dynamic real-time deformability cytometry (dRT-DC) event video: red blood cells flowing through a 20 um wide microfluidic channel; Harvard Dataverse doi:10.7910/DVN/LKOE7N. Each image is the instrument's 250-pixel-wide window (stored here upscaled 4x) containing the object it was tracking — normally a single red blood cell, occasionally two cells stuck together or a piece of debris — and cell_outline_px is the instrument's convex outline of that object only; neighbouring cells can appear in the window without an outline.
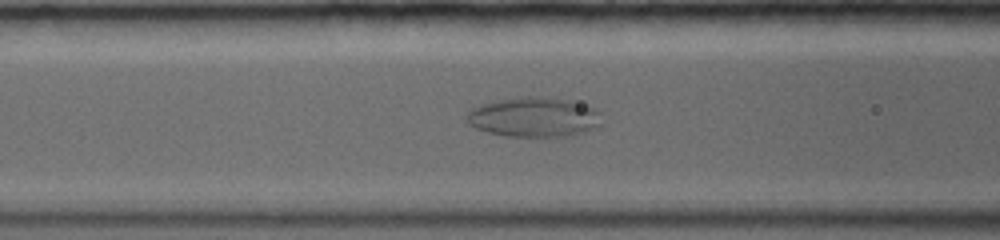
{"species": "common noctule bat (a hibernating species)", "species_latin": "Nyctalus noctula", "temperature_condition": "warm", "stored_images_in_passage": 34, "camera_frame_rate_fps": 5000, "um_per_image_px": 0.085, "animal": {"sex": "female", "body_mass_g": 19.0, "forearm_length_mm": 56.7}, "frame": {"image": 1, "passage_image": 6, "time_ms": 1.6, "image_size_px": [1000, 240], "cell_outline_px": [[600, 124], [592, 128], [568, 136], [504, 136], [488, 132], [476, 128], [468, 124], [464, 120], [468, 108], [480, 104], [496, 100], [524, 96], [532, 96], [568, 100], [596, 108], [600, 112]], "centroid_in_image_um": [45.29, 9.94], "position_along_channel_um": 121.3, "area_um2": 31.27}}
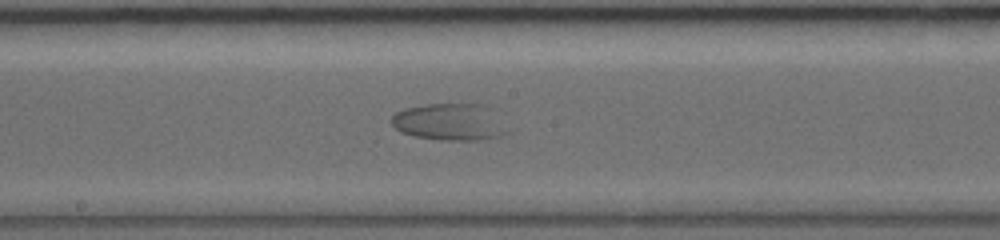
{"frame": {"image": 2, "passage_image": 14, "time_ms": 4.2, "image_size_px": [1000, 240], "cell_outline_px": [[508, 132], [500, 136], [484, 140], [448, 140], [416, 136], [400, 132], [392, 124], [392, 116], [396, 112], [404, 108], [424, 104], [484, 104]], "centroid_in_image_um": [38.16, 10.37], "position_along_channel_um": 210.0, "area_um2": 24.39}}
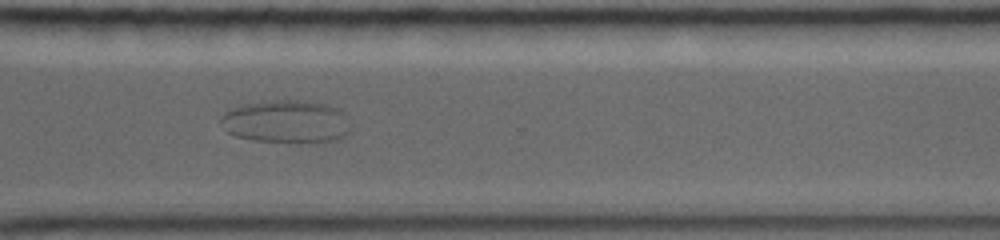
{"frame": {"image": 3, "passage_image": 22, "time_ms": 8.2, "image_size_px": [1000, 240], "cell_outline_px": [[348, 136], [336, 140], [288, 144], [252, 140], [236, 136], [228, 132], [224, 128], [220, 120], [220, 116], [224, 112], [232, 108], [244, 104], [272, 100], [304, 100], [324, 104], [336, 108], [344, 112], [348, 128]], "centroid_in_image_um": [24.31, 10.36], "position_along_channel_um": 346.3, "area_um2": 32.83}}